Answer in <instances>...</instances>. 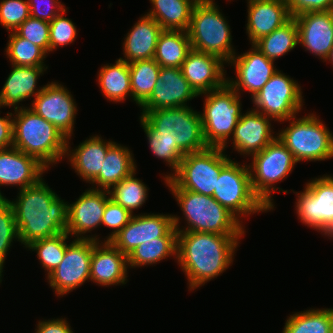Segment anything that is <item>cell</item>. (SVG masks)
I'll return each instance as SVG.
<instances>
[{
	"mask_svg": "<svg viewBox=\"0 0 333 333\" xmlns=\"http://www.w3.org/2000/svg\"><path fill=\"white\" fill-rule=\"evenodd\" d=\"M172 227L173 215H133L128 224L109 242L128 256L140 244L158 241V238L163 237Z\"/></svg>",
	"mask_w": 333,
	"mask_h": 333,
	"instance_id": "obj_17",
	"label": "cell"
},
{
	"mask_svg": "<svg viewBox=\"0 0 333 333\" xmlns=\"http://www.w3.org/2000/svg\"><path fill=\"white\" fill-rule=\"evenodd\" d=\"M247 2L246 31L251 45L282 27L292 18L285 0H248Z\"/></svg>",
	"mask_w": 333,
	"mask_h": 333,
	"instance_id": "obj_24",
	"label": "cell"
},
{
	"mask_svg": "<svg viewBox=\"0 0 333 333\" xmlns=\"http://www.w3.org/2000/svg\"><path fill=\"white\" fill-rule=\"evenodd\" d=\"M65 13L66 9L49 22V52L56 50L59 46L73 43L77 36L76 26L70 19L63 16Z\"/></svg>",
	"mask_w": 333,
	"mask_h": 333,
	"instance_id": "obj_42",
	"label": "cell"
},
{
	"mask_svg": "<svg viewBox=\"0 0 333 333\" xmlns=\"http://www.w3.org/2000/svg\"><path fill=\"white\" fill-rule=\"evenodd\" d=\"M282 333H333V308L296 312L287 318Z\"/></svg>",
	"mask_w": 333,
	"mask_h": 333,
	"instance_id": "obj_35",
	"label": "cell"
},
{
	"mask_svg": "<svg viewBox=\"0 0 333 333\" xmlns=\"http://www.w3.org/2000/svg\"><path fill=\"white\" fill-rule=\"evenodd\" d=\"M291 17H296L306 12L331 11L333 0H285Z\"/></svg>",
	"mask_w": 333,
	"mask_h": 333,
	"instance_id": "obj_47",
	"label": "cell"
},
{
	"mask_svg": "<svg viewBox=\"0 0 333 333\" xmlns=\"http://www.w3.org/2000/svg\"><path fill=\"white\" fill-rule=\"evenodd\" d=\"M327 60H329L330 63H332V65H333V46H332V49L330 50V53H329V55H328V57L326 58L325 61H327Z\"/></svg>",
	"mask_w": 333,
	"mask_h": 333,
	"instance_id": "obj_50",
	"label": "cell"
},
{
	"mask_svg": "<svg viewBox=\"0 0 333 333\" xmlns=\"http://www.w3.org/2000/svg\"><path fill=\"white\" fill-rule=\"evenodd\" d=\"M102 243V245H101ZM98 242L92 252L90 280L102 286L126 284L127 255L120 252L110 242Z\"/></svg>",
	"mask_w": 333,
	"mask_h": 333,
	"instance_id": "obj_25",
	"label": "cell"
},
{
	"mask_svg": "<svg viewBox=\"0 0 333 333\" xmlns=\"http://www.w3.org/2000/svg\"><path fill=\"white\" fill-rule=\"evenodd\" d=\"M197 96L181 68L160 67L153 92L140 107L142 111L184 107L187 101Z\"/></svg>",
	"mask_w": 333,
	"mask_h": 333,
	"instance_id": "obj_19",
	"label": "cell"
},
{
	"mask_svg": "<svg viewBox=\"0 0 333 333\" xmlns=\"http://www.w3.org/2000/svg\"><path fill=\"white\" fill-rule=\"evenodd\" d=\"M140 123L152 137H162L176 142L185 153L205 150L200 112L189 106L142 111Z\"/></svg>",
	"mask_w": 333,
	"mask_h": 333,
	"instance_id": "obj_5",
	"label": "cell"
},
{
	"mask_svg": "<svg viewBox=\"0 0 333 333\" xmlns=\"http://www.w3.org/2000/svg\"><path fill=\"white\" fill-rule=\"evenodd\" d=\"M136 170L109 190L110 199L133 215V210L143 206L147 200L148 187L136 178Z\"/></svg>",
	"mask_w": 333,
	"mask_h": 333,
	"instance_id": "obj_37",
	"label": "cell"
},
{
	"mask_svg": "<svg viewBox=\"0 0 333 333\" xmlns=\"http://www.w3.org/2000/svg\"><path fill=\"white\" fill-rule=\"evenodd\" d=\"M18 36L49 52V22L34 17L26 19L15 31Z\"/></svg>",
	"mask_w": 333,
	"mask_h": 333,
	"instance_id": "obj_43",
	"label": "cell"
},
{
	"mask_svg": "<svg viewBox=\"0 0 333 333\" xmlns=\"http://www.w3.org/2000/svg\"><path fill=\"white\" fill-rule=\"evenodd\" d=\"M41 179L37 184L19 190L11 203L19 242L26 247L31 242L66 232L68 203L62 200Z\"/></svg>",
	"mask_w": 333,
	"mask_h": 333,
	"instance_id": "obj_1",
	"label": "cell"
},
{
	"mask_svg": "<svg viewBox=\"0 0 333 333\" xmlns=\"http://www.w3.org/2000/svg\"><path fill=\"white\" fill-rule=\"evenodd\" d=\"M98 84L107 100L123 102L128 96L132 98L129 63L119 58L115 64L101 67Z\"/></svg>",
	"mask_w": 333,
	"mask_h": 333,
	"instance_id": "obj_33",
	"label": "cell"
},
{
	"mask_svg": "<svg viewBox=\"0 0 333 333\" xmlns=\"http://www.w3.org/2000/svg\"><path fill=\"white\" fill-rule=\"evenodd\" d=\"M231 161L220 147L186 154L175 173L165 175L169 188L213 196L221 170Z\"/></svg>",
	"mask_w": 333,
	"mask_h": 333,
	"instance_id": "obj_7",
	"label": "cell"
},
{
	"mask_svg": "<svg viewBox=\"0 0 333 333\" xmlns=\"http://www.w3.org/2000/svg\"><path fill=\"white\" fill-rule=\"evenodd\" d=\"M47 53L39 46L18 36L14 31L9 32L6 56L15 66H46L44 58Z\"/></svg>",
	"mask_w": 333,
	"mask_h": 333,
	"instance_id": "obj_39",
	"label": "cell"
},
{
	"mask_svg": "<svg viewBox=\"0 0 333 333\" xmlns=\"http://www.w3.org/2000/svg\"><path fill=\"white\" fill-rule=\"evenodd\" d=\"M93 239H74L66 246L63 260L47 279L55 293L62 296L90 280V262L94 246Z\"/></svg>",
	"mask_w": 333,
	"mask_h": 333,
	"instance_id": "obj_14",
	"label": "cell"
},
{
	"mask_svg": "<svg viewBox=\"0 0 333 333\" xmlns=\"http://www.w3.org/2000/svg\"><path fill=\"white\" fill-rule=\"evenodd\" d=\"M299 44L298 28L294 18L253 45L273 62L293 50Z\"/></svg>",
	"mask_w": 333,
	"mask_h": 333,
	"instance_id": "obj_34",
	"label": "cell"
},
{
	"mask_svg": "<svg viewBox=\"0 0 333 333\" xmlns=\"http://www.w3.org/2000/svg\"><path fill=\"white\" fill-rule=\"evenodd\" d=\"M252 165H248L251 186L255 195L271 211L274 208L272 192L276 189L287 194V190L273 187L292 172L297 161L288 148L276 137L262 151L251 156ZM281 189V190H280Z\"/></svg>",
	"mask_w": 333,
	"mask_h": 333,
	"instance_id": "obj_10",
	"label": "cell"
},
{
	"mask_svg": "<svg viewBox=\"0 0 333 333\" xmlns=\"http://www.w3.org/2000/svg\"><path fill=\"white\" fill-rule=\"evenodd\" d=\"M108 190L87 189L77 201L68 204V227L66 232L76 239H93L99 242L97 236H83L100 227L106 202L110 199ZM87 236V237H86ZM97 237V238H96Z\"/></svg>",
	"mask_w": 333,
	"mask_h": 333,
	"instance_id": "obj_16",
	"label": "cell"
},
{
	"mask_svg": "<svg viewBox=\"0 0 333 333\" xmlns=\"http://www.w3.org/2000/svg\"><path fill=\"white\" fill-rule=\"evenodd\" d=\"M154 59L137 60L129 63L132 100L141 106L153 92L160 71Z\"/></svg>",
	"mask_w": 333,
	"mask_h": 333,
	"instance_id": "obj_36",
	"label": "cell"
},
{
	"mask_svg": "<svg viewBox=\"0 0 333 333\" xmlns=\"http://www.w3.org/2000/svg\"><path fill=\"white\" fill-rule=\"evenodd\" d=\"M288 121L290 125L276 135L297 162L333 158V134L314 113Z\"/></svg>",
	"mask_w": 333,
	"mask_h": 333,
	"instance_id": "obj_8",
	"label": "cell"
},
{
	"mask_svg": "<svg viewBox=\"0 0 333 333\" xmlns=\"http://www.w3.org/2000/svg\"><path fill=\"white\" fill-rule=\"evenodd\" d=\"M28 5L31 17L47 22L53 21L66 9L59 0H28Z\"/></svg>",
	"mask_w": 333,
	"mask_h": 333,
	"instance_id": "obj_46",
	"label": "cell"
},
{
	"mask_svg": "<svg viewBox=\"0 0 333 333\" xmlns=\"http://www.w3.org/2000/svg\"><path fill=\"white\" fill-rule=\"evenodd\" d=\"M223 61L219 56L192 49L182 64L181 70L190 86L200 96L222 88L227 79Z\"/></svg>",
	"mask_w": 333,
	"mask_h": 333,
	"instance_id": "obj_20",
	"label": "cell"
},
{
	"mask_svg": "<svg viewBox=\"0 0 333 333\" xmlns=\"http://www.w3.org/2000/svg\"><path fill=\"white\" fill-rule=\"evenodd\" d=\"M301 87L289 76L277 71L252 98L253 109L274 121L284 122L302 109Z\"/></svg>",
	"mask_w": 333,
	"mask_h": 333,
	"instance_id": "obj_12",
	"label": "cell"
},
{
	"mask_svg": "<svg viewBox=\"0 0 333 333\" xmlns=\"http://www.w3.org/2000/svg\"><path fill=\"white\" fill-rule=\"evenodd\" d=\"M133 154L128 147L114 142L107 151L99 175L90 183L96 184L93 189L110 190L122 179L136 170Z\"/></svg>",
	"mask_w": 333,
	"mask_h": 333,
	"instance_id": "obj_29",
	"label": "cell"
},
{
	"mask_svg": "<svg viewBox=\"0 0 333 333\" xmlns=\"http://www.w3.org/2000/svg\"><path fill=\"white\" fill-rule=\"evenodd\" d=\"M149 148L156 158H161L167 162L174 173L177 171L181 160L186 155L176 144L170 139L162 137H152L145 129Z\"/></svg>",
	"mask_w": 333,
	"mask_h": 333,
	"instance_id": "obj_44",
	"label": "cell"
},
{
	"mask_svg": "<svg viewBox=\"0 0 333 333\" xmlns=\"http://www.w3.org/2000/svg\"><path fill=\"white\" fill-rule=\"evenodd\" d=\"M13 113L0 117V150L13 147Z\"/></svg>",
	"mask_w": 333,
	"mask_h": 333,
	"instance_id": "obj_49",
	"label": "cell"
},
{
	"mask_svg": "<svg viewBox=\"0 0 333 333\" xmlns=\"http://www.w3.org/2000/svg\"><path fill=\"white\" fill-rule=\"evenodd\" d=\"M48 169L36 158L14 147L0 150V186H20L19 189L37 184ZM0 198H5L0 192Z\"/></svg>",
	"mask_w": 333,
	"mask_h": 333,
	"instance_id": "obj_22",
	"label": "cell"
},
{
	"mask_svg": "<svg viewBox=\"0 0 333 333\" xmlns=\"http://www.w3.org/2000/svg\"><path fill=\"white\" fill-rule=\"evenodd\" d=\"M104 141L99 135L91 136L71 151L70 142L67 139L65 157L69 158L77 175L88 183H91L99 175L108 148L114 143L113 141Z\"/></svg>",
	"mask_w": 333,
	"mask_h": 333,
	"instance_id": "obj_27",
	"label": "cell"
},
{
	"mask_svg": "<svg viewBox=\"0 0 333 333\" xmlns=\"http://www.w3.org/2000/svg\"><path fill=\"white\" fill-rule=\"evenodd\" d=\"M177 230L173 226L158 241H148L137 246L128 256L130 268L157 264L161 260L175 255L177 258Z\"/></svg>",
	"mask_w": 333,
	"mask_h": 333,
	"instance_id": "obj_32",
	"label": "cell"
},
{
	"mask_svg": "<svg viewBox=\"0 0 333 333\" xmlns=\"http://www.w3.org/2000/svg\"><path fill=\"white\" fill-rule=\"evenodd\" d=\"M235 66L236 79L227 80V83L239 94L241 91H248L253 98L260 89L278 71L274 62L268 59L253 44L252 48L241 55L234 57L228 62Z\"/></svg>",
	"mask_w": 333,
	"mask_h": 333,
	"instance_id": "obj_18",
	"label": "cell"
},
{
	"mask_svg": "<svg viewBox=\"0 0 333 333\" xmlns=\"http://www.w3.org/2000/svg\"><path fill=\"white\" fill-rule=\"evenodd\" d=\"M69 322L64 318L39 321L35 333H73Z\"/></svg>",
	"mask_w": 333,
	"mask_h": 333,
	"instance_id": "obj_48",
	"label": "cell"
},
{
	"mask_svg": "<svg viewBox=\"0 0 333 333\" xmlns=\"http://www.w3.org/2000/svg\"><path fill=\"white\" fill-rule=\"evenodd\" d=\"M69 90L58 82H49L32 101L30 109L51 122L63 135L71 139L77 106Z\"/></svg>",
	"mask_w": 333,
	"mask_h": 333,
	"instance_id": "obj_15",
	"label": "cell"
},
{
	"mask_svg": "<svg viewBox=\"0 0 333 333\" xmlns=\"http://www.w3.org/2000/svg\"><path fill=\"white\" fill-rule=\"evenodd\" d=\"M293 18L299 44L325 61L333 46V10L306 12Z\"/></svg>",
	"mask_w": 333,
	"mask_h": 333,
	"instance_id": "obj_21",
	"label": "cell"
},
{
	"mask_svg": "<svg viewBox=\"0 0 333 333\" xmlns=\"http://www.w3.org/2000/svg\"><path fill=\"white\" fill-rule=\"evenodd\" d=\"M188 226L179 228V218L173 216L177 232H205L219 235H244V226L234 214L219 204L213 196L181 188H170Z\"/></svg>",
	"mask_w": 333,
	"mask_h": 333,
	"instance_id": "obj_4",
	"label": "cell"
},
{
	"mask_svg": "<svg viewBox=\"0 0 333 333\" xmlns=\"http://www.w3.org/2000/svg\"><path fill=\"white\" fill-rule=\"evenodd\" d=\"M14 110V148L36 158L47 169L65 157L68 138L51 122L29 107L21 106Z\"/></svg>",
	"mask_w": 333,
	"mask_h": 333,
	"instance_id": "obj_3",
	"label": "cell"
},
{
	"mask_svg": "<svg viewBox=\"0 0 333 333\" xmlns=\"http://www.w3.org/2000/svg\"><path fill=\"white\" fill-rule=\"evenodd\" d=\"M19 241L15 214L9 199L0 198V273L13 240Z\"/></svg>",
	"mask_w": 333,
	"mask_h": 333,
	"instance_id": "obj_40",
	"label": "cell"
},
{
	"mask_svg": "<svg viewBox=\"0 0 333 333\" xmlns=\"http://www.w3.org/2000/svg\"><path fill=\"white\" fill-rule=\"evenodd\" d=\"M242 236L205 232L177 233L176 260L187 276L189 290L204 285L227 270Z\"/></svg>",
	"mask_w": 333,
	"mask_h": 333,
	"instance_id": "obj_2",
	"label": "cell"
},
{
	"mask_svg": "<svg viewBox=\"0 0 333 333\" xmlns=\"http://www.w3.org/2000/svg\"><path fill=\"white\" fill-rule=\"evenodd\" d=\"M204 95V109L200 115L205 142L208 147H220L225 151L242 115L240 96L228 83Z\"/></svg>",
	"mask_w": 333,
	"mask_h": 333,
	"instance_id": "obj_9",
	"label": "cell"
},
{
	"mask_svg": "<svg viewBox=\"0 0 333 333\" xmlns=\"http://www.w3.org/2000/svg\"><path fill=\"white\" fill-rule=\"evenodd\" d=\"M133 215L123 208L121 205L116 204L112 199L106 202L105 211L102 218V225L112 228L111 234L104 240L109 242L119 231H121L130 221Z\"/></svg>",
	"mask_w": 333,
	"mask_h": 333,
	"instance_id": "obj_45",
	"label": "cell"
},
{
	"mask_svg": "<svg viewBox=\"0 0 333 333\" xmlns=\"http://www.w3.org/2000/svg\"><path fill=\"white\" fill-rule=\"evenodd\" d=\"M29 17L28 0H2L0 2V24L7 31H15Z\"/></svg>",
	"mask_w": 333,
	"mask_h": 333,
	"instance_id": "obj_41",
	"label": "cell"
},
{
	"mask_svg": "<svg viewBox=\"0 0 333 333\" xmlns=\"http://www.w3.org/2000/svg\"><path fill=\"white\" fill-rule=\"evenodd\" d=\"M152 9L146 14L152 17L163 30L186 31L191 14L198 0H150Z\"/></svg>",
	"mask_w": 333,
	"mask_h": 333,
	"instance_id": "obj_30",
	"label": "cell"
},
{
	"mask_svg": "<svg viewBox=\"0 0 333 333\" xmlns=\"http://www.w3.org/2000/svg\"><path fill=\"white\" fill-rule=\"evenodd\" d=\"M191 50L186 31L163 30L158 38L154 60L161 67L181 68Z\"/></svg>",
	"mask_w": 333,
	"mask_h": 333,
	"instance_id": "obj_31",
	"label": "cell"
},
{
	"mask_svg": "<svg viewBox=\"0 0 333 333\" xmlns=\"http://www.w3.org/2000/svg\"><path fill=\"white\" fill-rule=\"evenodd\" d=\"M68 236L69 234L67 232H63L53 237L36 240L26 246L29 250L36 251L38 260L44 270L47 271V276L54 271L63 260Z\"/></svg>",
	"mask_w": 333,
	"mask_h": 333,
	"instance_id": "obj_38",
	"label": "cell"
},
{
	"mask_svg": "<svg viewBox=\"0 0 333 333\" xmlns=\"http://www.w3.org/2000/svg\"><path fill=\"white\" fill-rule=\"evenodd\" d=\"M325 235H327L328 237L333 238V226L327 231V233Z\"/></svg>",
	"mask_w": 333,
	"mask_h": 333,
	"instance_id": "obj_51",
	"label": "cell"
},
{
	"mask_svg": "<svg viewBox=\"0 0 333 333\" xmlns=\"http://www.w3.org/2000/svg\"><path fill=\"white\" fill-rule=\"evenodd\" d=\"M270 117L253 109L242 113L233 132V149L241 155H254L262 151L277 136H273Z\"/></svg>",
	"mask_w": 333,
	"mask_h": 333,
	"instance_id": "obj_23",
	"label": "cell"
},
{
	"mask_svg": "<svg viewBox=\"0 0 333 333\" xmlns=\"http://www.w3.org/2000/svg\"><path fill=\"white\" fill-rule=\"evenodd\" d=\"M45 67L12 65V71L0 91V108L12 106L17 109L21 101L36 97L43 90V87L38 89L36 83L38 77L46 71Z\"/></svg>",
	"mask_w": 333,
	"mask_h": 333,
	"instance_id": "obj_28",
	"label": "cell"
},
{
	"mask_svg": "<svg viewBox=\"0 0 333 333\" xmlns=\"http://www.w3.org/2000/svg\"><path fill=\"white\" fill-rule=\"evenodd\" d=\"M213 198L239 220L244 215L269 211L253 192L249 167L233 160L221 170Z\"/></svg>",
	"mask_w": 333,
	"mask_h": 333,
	"instance_id": "obj_11",
	"label": "cell"
},
{
	"mask_svg": "<svg viewBox=\"0 0 333 333\" xmlns=\"http://www.w3.org/2000/svg\"><path fill=\"white\" fill-rule=\"evenodd\" d=\"M162 31L163 28L152 17L143 15L126 34L123 43L124 59H120L127 63L154 59Z\"/></svg>",
	"mask_w": 333,
	"mask_h": 333,
	"instance_id": "obj_26",
	"label": "cell"
},
{
	"mask_svg": "<svg viewBox=\"0 0 333 333\" xmlns=\"http://www.w3.org/2000/svg\"><path fill=\"white\" fill-rule=\"evenodd\" d=\"M192 49L219 56L228 63L235 55L230 27L214 0H198L187 30Z\"/></svg>",
	"mask_w": 333,
	"mask_h": 333,
	"instance_id": "obj_6",
	"label": "cell"
},
{
	"mask_svg": "<svg viewBox=\"0 0 333 333\" xmlns=\"http://www.w3.org/2000/svg\"><path fill=\"white\" fill-rule=\"evenodd\" d=\"M296 213L307 227L322 235L333 226V177L323 175L306 183L303 192H296Z\"/></svg>",
	"mask_w": 333,
	"mask_h": 333,
	"instance_id": "obj_13",
	"label": "cell"
}]
</instances>
